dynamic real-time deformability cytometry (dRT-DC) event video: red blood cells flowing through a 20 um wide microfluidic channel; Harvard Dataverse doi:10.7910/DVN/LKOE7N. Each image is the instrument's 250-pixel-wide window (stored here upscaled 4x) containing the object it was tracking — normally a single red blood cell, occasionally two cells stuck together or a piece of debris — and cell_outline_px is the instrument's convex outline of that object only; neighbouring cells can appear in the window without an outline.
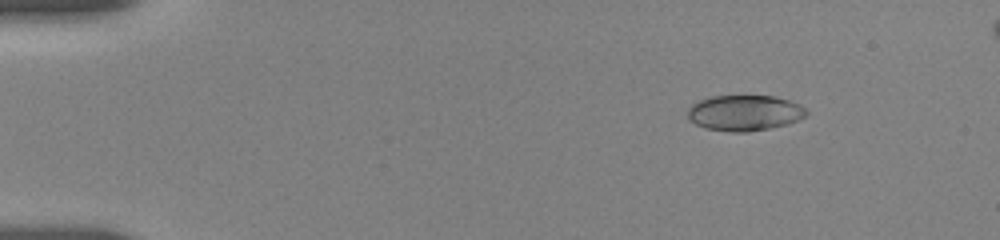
{"species": "human", "species_latin": "Homo sapiens", "temperature_condition": "room temperature", "stored_images_in_passage": 100, "camera_frame_rate_fps": 3000, "um_per_image_px": 0.085, "donor": {"sex": "female"}, "frame": {"image": 1, "passage_image": 10, "time_ms": 2.333, "image_size_px": [1000, 240], "cell_outline_px": [[808, 112], [804, 116], [788, 124], [748, 132], [732, 132], [704, 128], [688, 120], [688, 108], [692, 104], [700, 100], [712, 96], [776, 96], [800, 104]], "centroid_in_image_um": [63.26, 9.6], "position_along_channel_um": 21.7, "area_um2": 24.62}}
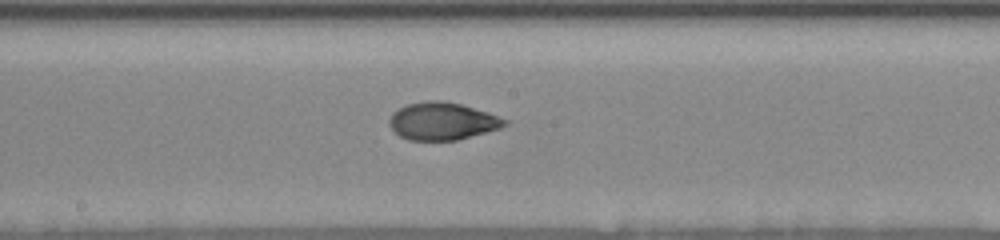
{"frame": {"image": 2, "passage_image": 47, "time_ms": 10.0, "image_size_px": [1000, 240], "cell_outline_px": [[508, 124], [500, 128], [456, 140], [408, 140], [400, 136], [388, 124], [388, 120], [392, 112], [408, 104], [428, 100], [440, 100], [460, 104], [488, 112], [508, 120]], "centroid_in_image_um": [37.58, 10.29], "position_along_channel_um": 210.6, "area_um2": 25.09}}
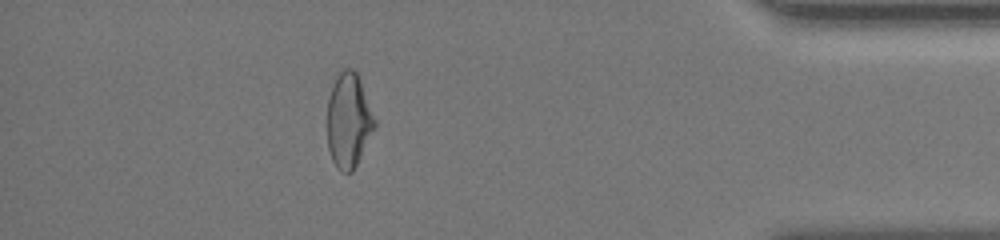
{"frame": {"image": 3, "passage_image": 90, "time_ms": 16.333, "image_size_px": [1000, 240], "cell_outline_px": [[376, 128], [352, 172], [340, 172], [336, 168], [332, 160], [328, 148], [328, 96], [336, 76], [344, 68], [352, 68], [356, 72], [376, 120]], "centroid_in_image_um": [29.63, 10.26], "position_along_channel_um": 405.6, "area_um2": 26.07}, "authors_computed_cell_mechanics": {"area_um2": 25.143, "velocity_mm_per_s": 3.6877, "shape_relaxation_time_tau1_ms": 7.4583, "shape_relaxation_time_tau2_ms": 1.389, "deformation_change_tau1": 0.2088, "deformation_change_tau2": 0.0542}}